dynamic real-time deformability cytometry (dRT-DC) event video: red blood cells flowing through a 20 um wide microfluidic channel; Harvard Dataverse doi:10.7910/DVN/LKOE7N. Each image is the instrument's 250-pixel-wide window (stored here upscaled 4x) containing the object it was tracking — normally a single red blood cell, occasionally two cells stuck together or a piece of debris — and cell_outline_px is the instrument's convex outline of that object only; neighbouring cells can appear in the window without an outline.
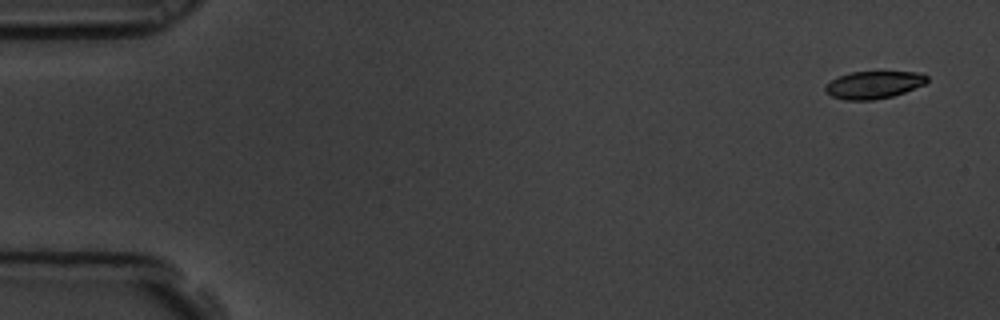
{"species": "common noctule bat (a hibernating species)", "species_latin": "Nyctalus noctula", "temperature_condition": "room temperature", "stored_images_in_passage": 2, "camera_frame_rate_fps": 3000, "um_per_image_px": 0.085, "animal": {"sex": "male", "body_mass_g": 19.5, "forearm_length_mm": 54.6}, "frame": {"image": 1, "passage_image": 2, "time_ms": 0.333, "image_size_px": [1000, 320], "cell_outline_px": [[928, 80], [924, 84], [904, 92], [892, 96], [872, 100], [844, 100], [832, 96], [824, 92], [824, 84], [840, 76], [852, 72], [920, 72], [928, 76]], "centroid_in_image_um": [74.24, 7.21], "position_along_channel_um": 10.8, "area_um2": 16.24}}